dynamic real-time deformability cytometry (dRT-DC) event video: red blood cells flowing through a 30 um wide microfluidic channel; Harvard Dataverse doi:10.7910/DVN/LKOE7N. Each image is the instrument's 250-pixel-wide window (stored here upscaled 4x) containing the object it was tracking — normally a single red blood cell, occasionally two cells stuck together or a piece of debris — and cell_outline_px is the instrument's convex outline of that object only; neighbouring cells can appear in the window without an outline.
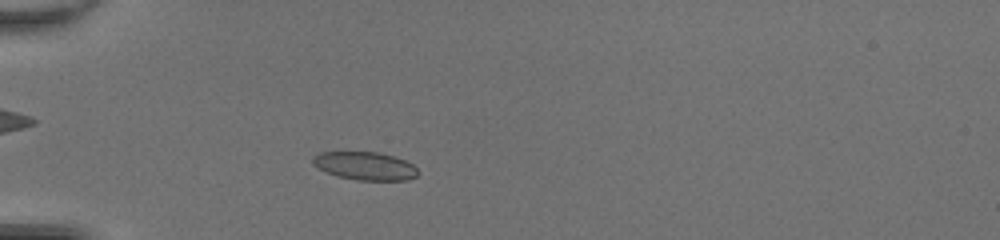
{"species": "common noctule bat (a hibernating species)", "species_latin": "Nyctalus noctula", "temperature_condition": "room temperature", "stored_images_in_passage": 42, "camera_frame_rate_fps": 3000, "um_per_image_px": 0.085, "animal": {"sex": "female", "body_mass_g": 20.0, "forearm_length_mm": 54.0}, "frame": {"image": 1, "passage_image": 9, "time_ms": 2.667, "image_size_px": [1000, 240], "cell_outline_px": [[420, 172], [416, 176], [408, 180], [356, 180], [336, 176], [312, 164], [312, 156], [320, 152], [380, 152], [404, 160], [412, 164]], "centroid_in_image_um": [31.03, 14.1], "position_along_channel_um": 54.0, "area_um2": 17.22}}
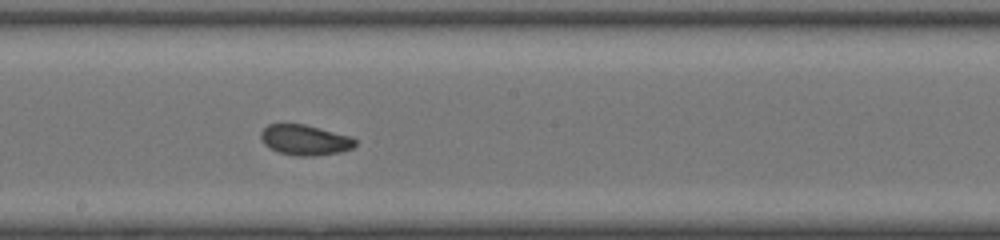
{"frame": {"image": 2, "passage_image": 22, "time_ms": 7.0, "image_size_px": [1000, 240], "cell_outline_px": [[356, 144], [352, 148], [340, 152], [312, 156], [296, 156], [280, 152], [268, 148], [264, 144], [260, 136], [260, 132], [268, 124], [304, 124], [352, 136], [356, 140]], "centroid_in_image_um": [25.92, 11.89], "position_along_channel_um": 222.3, "area_um2": 16.76}}
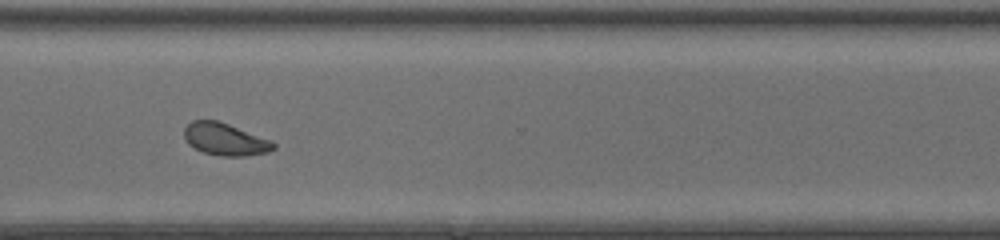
{"frame": {"image": 3, "passage_image": 31, "time_ms": 10.0, "image_size_px": [1000, 240], "cell_outline_px": [[276, 148], [268, 152], [244, 156], [220, 156], [204, 152], [188, 144], [184, 140], [184, 128], [192, 120], [216, 120], [228, 124], [272, 140], [276, 144]], "centroid_in_image_um": [19.14, 11.84], "position_along_channel_um": 351.5, "area_um2": 16.82}, "authors_computed_cell_mechanics": {"area_um2": 17.2244, "velocity_mm_per_s": 4.3197, "shape_relaxation_time_tau1_ms": 3.5695, "shape_relaxation_time_tau2_ms": 1.5482, "deformation_change_tau1": 0.104, "deformation_change_tau2": 0.049}}